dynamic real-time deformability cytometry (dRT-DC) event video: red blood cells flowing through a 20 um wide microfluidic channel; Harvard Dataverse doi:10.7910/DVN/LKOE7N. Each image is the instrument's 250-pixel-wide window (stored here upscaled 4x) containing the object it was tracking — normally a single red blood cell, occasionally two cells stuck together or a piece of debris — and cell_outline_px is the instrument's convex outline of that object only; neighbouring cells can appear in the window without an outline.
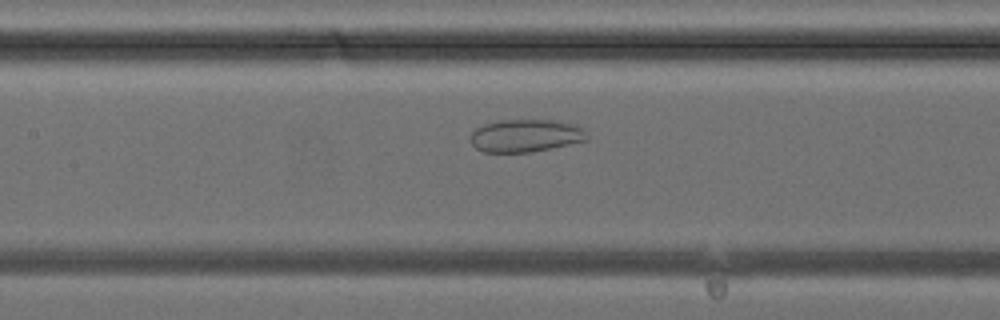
{"species": "common noctule bat (a hibernating species)", "species_latin": "Nyctalus noctula", "temperature_condition": "cold", "stored_images_in_passage": 32, "camera_frame_rate_fps": 3000, "um_per_image_px": 0.085, "animal": {"sex": "female", "body_mass_g": 24.6, "forearm_length_mm": 56.2}, "frame": {"image": 1, "passage_image": 10, "time_ms": 3.0, "image_size_px": [1000, 320], "cell_outline_px": [[588, 140], [532, 152], [484, 152], [476, 148], [472, 144], [468, 136], [476, 128], [484, 124], [500, 120], [552, 120], [576, 124], [584, 128]], "centroid_in_image_um": [44.67, 11.53], "position_along_channel_um": 162.7, "area_um2": 22.31}}